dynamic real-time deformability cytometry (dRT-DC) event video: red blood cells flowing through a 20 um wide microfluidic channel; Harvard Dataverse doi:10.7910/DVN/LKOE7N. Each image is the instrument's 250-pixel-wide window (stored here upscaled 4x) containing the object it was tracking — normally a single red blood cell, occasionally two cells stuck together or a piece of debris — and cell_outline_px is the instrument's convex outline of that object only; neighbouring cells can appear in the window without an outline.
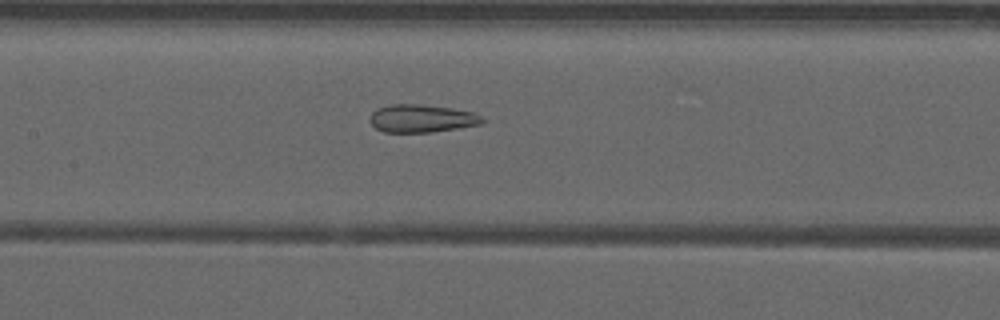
{"species": "common noctule bat (a hibernating species)", "species_latin": "Nyctalus noctula", "temperature_condition": "warm", "stored_images_in_passage": 41, "camera_frame_rate_fps": 3000, "um_per_image_px": 0.085, "animal": {"sex": "male", "forearm_length_mm": 52.5}, "frame": {"image": 1, "passage_image": 14, "time_ms": 4.333, "image_size_px": [1000, 320], "cell_outline_px": [[484, 120], [480, 124], [464, 128], [432, 132], [384, 132], [376, 128], [368, 120], [368, 116], [376, 108], [392, 104], [420, 104], [452, 108], [472, 112], [480, 116]], "centroid_in_image_um": [35.81, 10.07], "position_along_channel_um": 171.6, "area_um2": 18.44}}
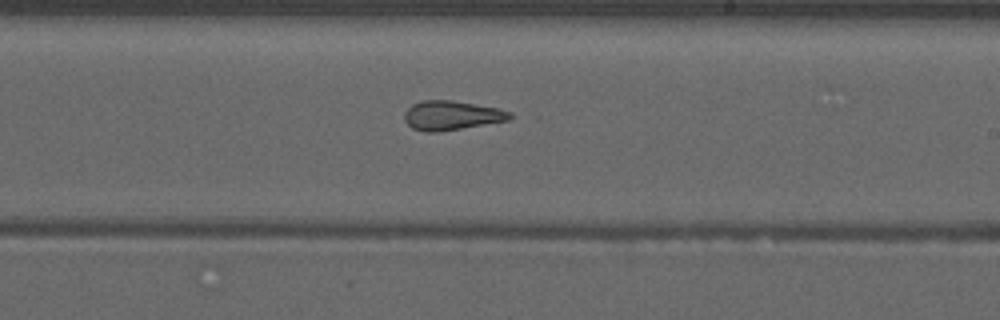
{"frame": {"image": 2, "passage_image": 20, "time_ms": 6.333, "image_size_px": [1000, 320], "cell_outline_px": [[512, 116], [508, 120], [440, 132], [424, 132], [412, 128], [404, 120], [404, 112], [412, 104], [424, 100], [452, 100], [500, 108], [512, 112]], "centroid_in_image_um": [38.37, 9.81], "position_along_channel_um": 250.6, "area_um2": 18.09}}
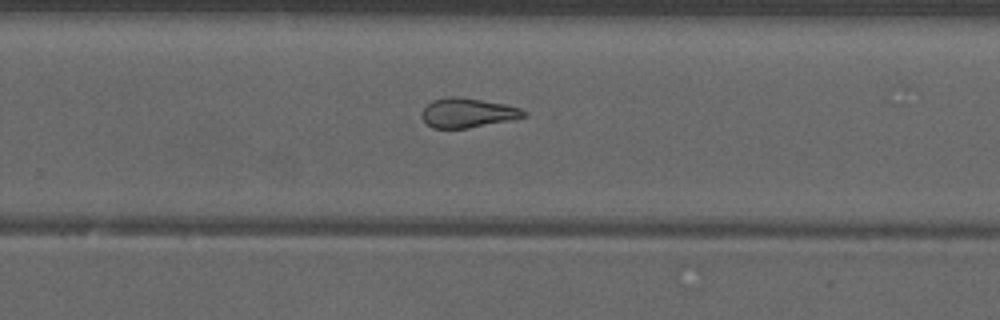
{"frame": {"image": 3, "passage_image": 23, "time_ms": 7.333, "image_size_px": [1000, 320], "cell_outline_px": [[528, 116], [516, 120], [468, 128], [432, 128], [420, 116], [420, 112], [432, 100], [444, 96], [456, 96], [504, 104], [520, 108], [528, 112]], "centroid_in_image_um": [39.78, 9.6], "position_along_channel_um": 290.0, "area_um2": 17.8}, "authors_computed_cell_mechanics": {"area_um2": 18.7272, "velocity_mm_per_s": 3.9656, "shape_relaxation_time_tau1_ms": null, "shape_relaxation_time_tau2_ms": 2.5988, "deformation_change_tau1": null, "deformation_change_tau2": 0.109}}